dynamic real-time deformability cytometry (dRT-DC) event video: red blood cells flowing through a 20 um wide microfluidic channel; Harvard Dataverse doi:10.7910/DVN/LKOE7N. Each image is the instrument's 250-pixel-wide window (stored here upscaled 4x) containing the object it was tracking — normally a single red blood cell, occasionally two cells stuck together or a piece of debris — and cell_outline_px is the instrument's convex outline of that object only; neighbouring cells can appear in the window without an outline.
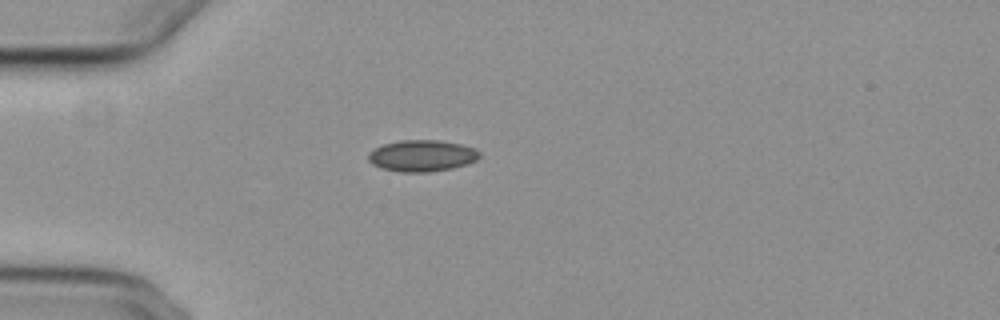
{"species": "common noctule bat (a hibernating species)", "species_latin": "Nyctalus noctula", "temperature_condition": "cold", "stored_images_in_passage": 41, "camera_frame_rate_fps": 3000, "um_per_image_px": 0.085, "animal": {"sex": "female", "body_mass_g": 29.2, "forearm_length_mm": 56.3}, "frame": {"image": 1, "passage_image": 1, "time_ms": 0.0, "image_size_px": [1000, 320], "cell_outline_px": [[480, 156], [476, 160], [468, 164], [452, 168], [428, 172], [400, 172], [380, 168], [372, 164], [368, 160], [368, 152], [384, 144], [400, 140], [440, 140], [460, 144], [476, 148], [480, 152]], "centroid_in_image_um": [35.87, 13.24], "position_along_channel_um": 49.1, "area_um2": 20.52}}
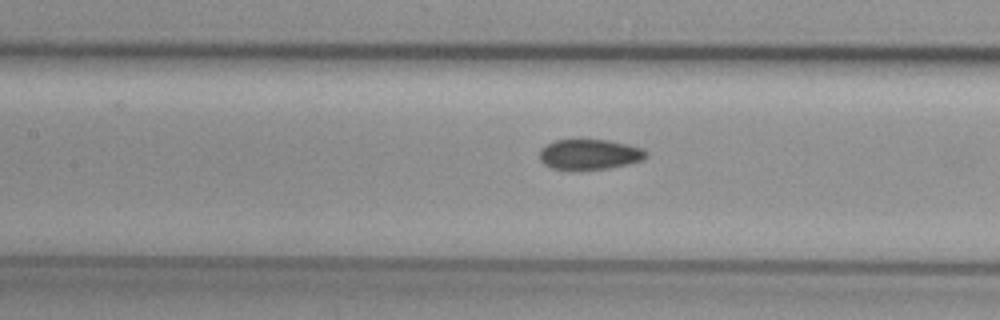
{"frame": {"image": 2, "passage_image": 11, "time_ms": 3.333, "image_size_px": [1000, 320], "cell_outline_px": [[648, 156], [640, 160], [628, 164], [608, 168], [576, 172], [568, 172], [552, 168], [544, 164], [540, 160], [540, 148], [544, 144], [556, 140], [580, 136], [608, 140], [628, 144], [644, 148], [648, 152]], "centroid_in_image_um": [50.05, 13.1], "position_along_channel_um": 157.3, "area_um2": 20.23}}
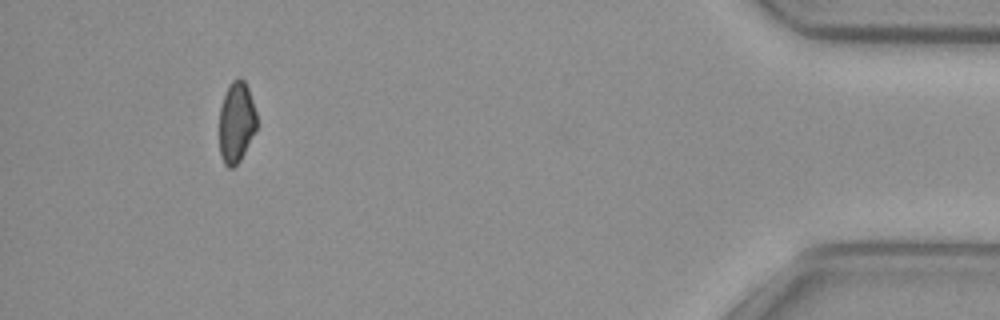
{"frame": {"image": 3, "passage_image": 37, "time_ms": 12.0, "image_size_px": [1000, 320], "cell_outline_px": [[256, 128], [240, 160], [232, 168], [228, 168], [224, 164], [220, 156], [220, 108], [228, 84], [232, 80], [240, 76], [244, 80], [248, 88], [256, 112]], "centroid_in_image_um": [20.08, 10.37], "position_along_channel_um": 415.1, "area_um2": 17.51}, "authors_computed_cell_mechanics": {"area_um2": 19.074, "velocity_mm_per_s": 3.728, "shape_relaxation_time_tau1_ms": null, "shape_relaxation_time_tau2_ms": 7.9067, "deformation_change_tau1": null, "deformation_change_tau2": 0.1274}}